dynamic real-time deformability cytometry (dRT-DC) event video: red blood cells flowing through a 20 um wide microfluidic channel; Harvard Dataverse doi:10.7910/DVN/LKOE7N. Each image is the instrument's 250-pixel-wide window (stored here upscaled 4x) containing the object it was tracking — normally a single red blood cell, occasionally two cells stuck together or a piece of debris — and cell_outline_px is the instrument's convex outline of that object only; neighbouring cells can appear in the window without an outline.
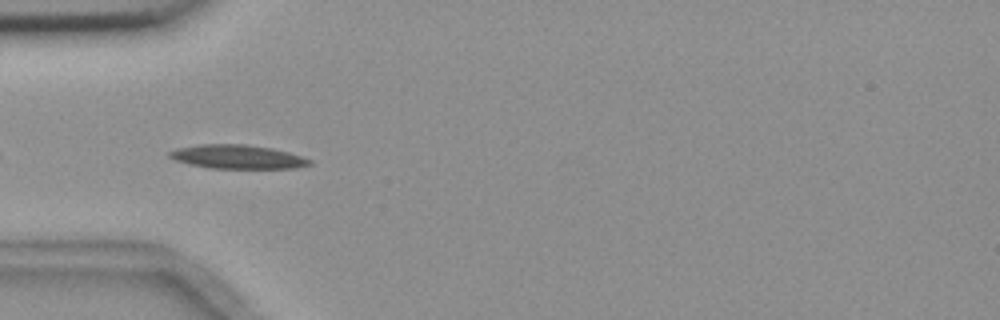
{"species": "common noctule bat (a hibernating species)", "species_latin": "Nyctalus noctula", "temperature_condition": "room temperature", "stored_images_in_passage": 7, "camera_frame_rate_fps": 3000, "um_per_image_px": 0.085, "animal": {"sex": "female", "body_mass_g": 18.4}, "frame": {"image": 1, "passage_image": 6, "time_ms": 6.0, "image_size_px": [1000, 320], "cell_outline_px": [[312, 164], [296, 168], [208, 168], [188, 164], [176, 160], [168, 156], [168, 152], [176, 148], [200, 144], [244, 144], [272, 148], [288, 152], [312, 160]], "centroid_in_image_um": [20.16, 13.33], "position_along_channel_um": 64.8, "area_um2": 19.48}}